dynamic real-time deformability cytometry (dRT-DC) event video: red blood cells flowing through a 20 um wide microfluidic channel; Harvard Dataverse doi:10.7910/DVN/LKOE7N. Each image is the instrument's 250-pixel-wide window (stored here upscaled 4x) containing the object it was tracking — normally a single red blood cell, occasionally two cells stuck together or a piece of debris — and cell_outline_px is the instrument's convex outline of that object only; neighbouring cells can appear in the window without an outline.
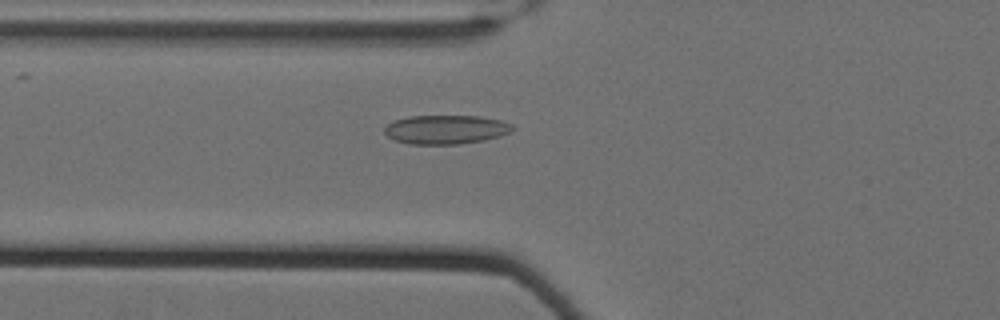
{"species": "Egyptian fruit bat (a non-hibernating species)", "species_latin": "Rousettus aegyptiacus", "temperature_condition": "cold", "stored_images_in_passage": 58, "camera_frame_rate_fps": 3000, "um_per_image_px": 0.085, "animal": {"sex": "female"}, "frame": {"image": 1, "passage_image": 22, "time_ms": 7.0, "image_size_px": [1000, 320], "cell_outline_px": [[516, 128], [512, 132], [500, 136], [484, 140], [460, 144], [408, 144], [392, 140], [384, 132], [384, 128], [388, 124], [396, 120], [408, 116], [480, 116], [500, 120], [512, 124]], "centroid_in_image_um": [37.92, 11.01], "position_along_channel_um": 87.9, "area_um2": 21.79}}
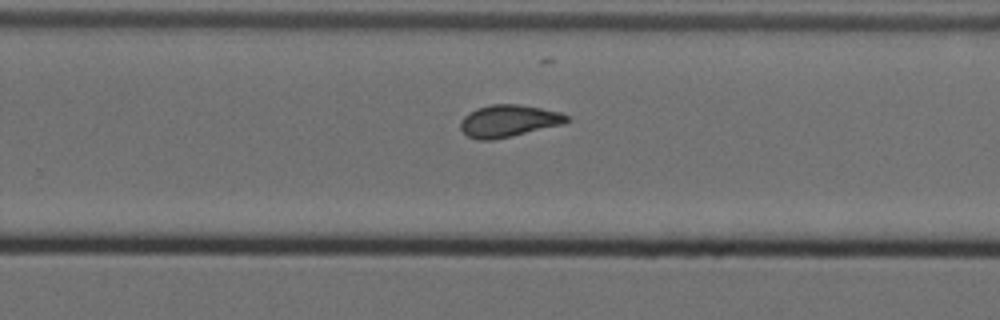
{"frame": {"image": 2, "passage_image": 39, "time_ms": 12.667, "image_size_px": [1000, 320], "cell_outline_px": [[568, 120], [564, 124], [512, 136], [492, 140], [480, 140], [468, 136], [460, 128], [460, 120], [468, 112], [476, 108], [492, 104], [520, 104], [560, 112], [568, 116]], "centroid_in_image_um": [43.21, 10.27], "position_along_channel_um": 286.6, "area_um2": 19.88}}
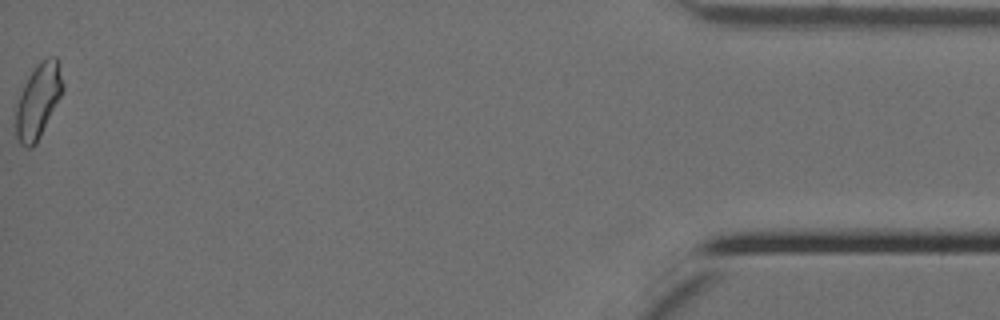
{"frame": {"image": 3, "passage_image": 58, "time_ms": 19.0, "image_size_px": [1000, 320], "cell_outline_px": [[64, 88], [36, 144], [28, 148], [24, 148], [20, 144], [16, 136], [16, 108], [24, 84], [28, 76], [48, 56], [56, 56], [60, 64], [64, 84]], "centroid_in_image_um": [3.26, 8.57], "position_along_channel_um": 431.9, "area_um2": 19.94}, "authors_computed_cell_mechanics": {"area_um2": 19.8832, "velocity_mm_per_s": 3.4902, "shape_relaxation_time_tau1_ms": null, "shape_relaxation_time_tau2_ms": 1.8662, "deformation_change_tau1": null, "deformation_change_tau2": 0.0791}}